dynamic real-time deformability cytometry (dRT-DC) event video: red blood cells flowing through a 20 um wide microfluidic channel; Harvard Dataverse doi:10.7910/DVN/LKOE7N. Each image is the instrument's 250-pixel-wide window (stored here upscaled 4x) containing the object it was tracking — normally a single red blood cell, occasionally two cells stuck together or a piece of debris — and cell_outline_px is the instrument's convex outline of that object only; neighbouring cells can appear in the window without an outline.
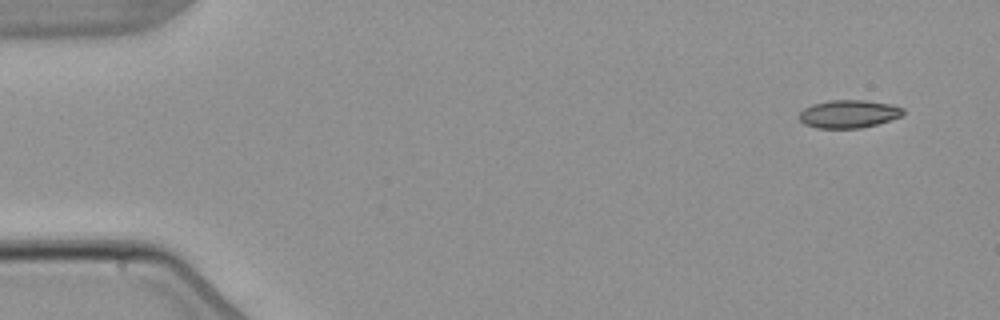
{"species": "common noctule bat (a hibernating species)", "species_latin": "Nyctalus noctula", "temperature_condition": "warm", "stored_images_in_passage": 7, "camera_frame_rate_fps": 3000, "um_per_image_px": 0.085, "animal": {"sex": "male", "body_mass_g": 21.5, "forearm_length_mm": 52.0}, "frame": {"image": 1, "passage_image": 1, "time_ms": 0.0, "image_size_px": [1000, 320], "cell_outline_px": [[904, 112], [900, 116], [876, 124], [860, 128], [816, 128], [804, 124], [800, 120], [800, 112], [804, 108], [812, 104], [828, 100], [864, 100], [892, 104], [904, 108]], "centroid_in_image_um": [72.12, 9.67], "position_along_channel_um": 12.9, "area_um2": 16.88}}
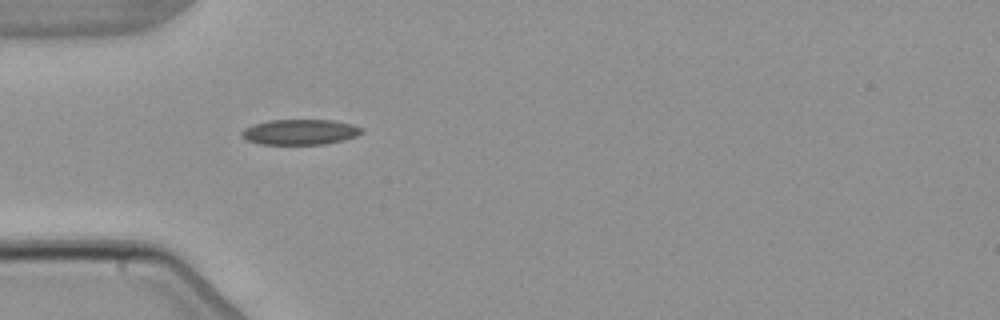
{"frame": {"image": 2, "passage_image": 4, "time_ms": 4.333, "image_size_px": [1000, 320], "cell_outline_px": [[364, 132], [356, 136], [344, 140], [324, 144], [260, 144], [244, 140], [240, 136], [240, 132], [244, 128], [252, 124], [268, 120], [332, 120], [352, 124], [364, 128]], "centroid_in_image_um": [25.47, 11.22], "position_along_channel_um": 59.5, "area_um2": 18.03}}
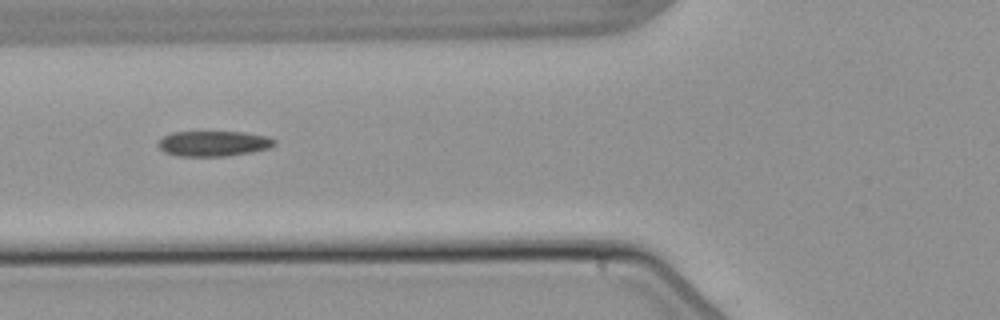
{"frame": {"image": 3, "passage_image": 5, "time_ms": 5.667, "image_size_px": [1000, 320], "cell_outline_px": [[276, 144], [268, 148], [252, 152], [224, 156], [176, 156], [164, 152], [156, 144], [164, 136], [172, 132], [244, 132], [268, 136], [276, 140]], "centroid_in_image_um": [18.15, 12.2], "position_along_channel_um": 107.7, "area_um2": 17.22}}